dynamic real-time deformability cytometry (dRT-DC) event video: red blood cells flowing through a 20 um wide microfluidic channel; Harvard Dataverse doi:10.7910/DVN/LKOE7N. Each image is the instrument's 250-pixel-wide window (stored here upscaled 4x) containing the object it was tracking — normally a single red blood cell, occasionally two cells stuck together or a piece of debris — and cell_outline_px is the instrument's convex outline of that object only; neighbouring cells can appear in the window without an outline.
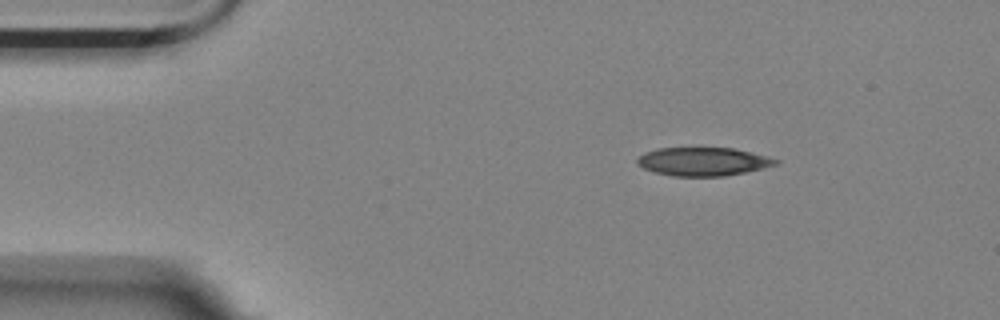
{"species": "Egyptian fruit bat (a non-hibernating species)", "species_latin": "Rousettus aegyptiacus", "temperature_condition": "room temperature", "stored_images_in_passage": 49, "camera_frame_rate_fps": 3000, "um_per_image_px": 0.085, "animal": {"sex": "female"}, "frame": {"image": 1, "passage_image": 1, "time_ms": 0.0, "image_size_px": [1000, 320], "cell_outline_px": [[780, 164], [744, 172], [724, 176], [672, 176], [656, 172], [644, 168], [636, 164], [636, 160], [644, 152], [656, 148], [736, 148], [780, 160]], "centroid_in_image_um": [59.76, 13.73], "position_along_channel_um": 25.2, "area_um2": 22.89}}
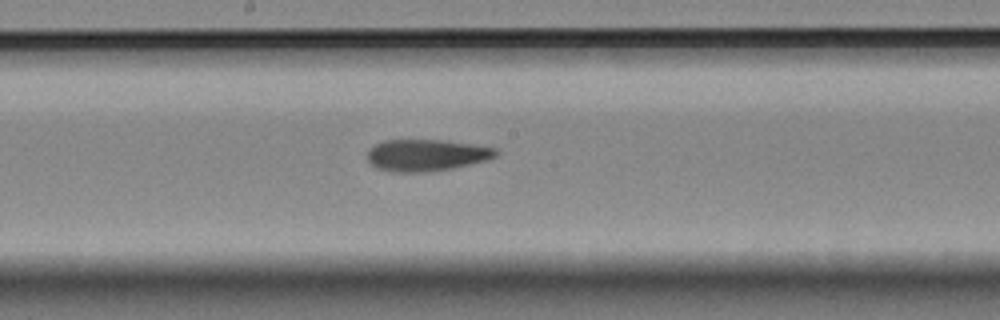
{"frame": {"image": 2, "passage_image": 22, "time_ms": 7.0, "image_size_px": [1000, 320], "cell_outline_px": [[500, 152], [496, 156], [488, 160], [452, 168], [428, 172], [388, 172], [376, 168], [368, 160], [368, 152], [376, 144], [384, 140], [440, 140], [496, 148]], "centroid_in_image_um": [36.24, 13.2], "position_along_channel_um": 212.0, "area_um2": 23.64}}
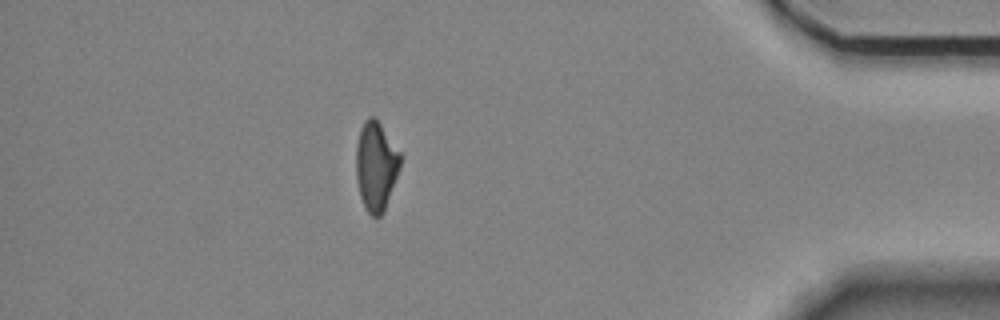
{"frame": {"image": 3, "passage_image": 42, "time_ms": 13.667, "image_size_px": [1000, 320], "cell_outline_px": [[400, 168], [384, 212], [380, 216], [372, 216], [368, 212], [360, 196], [356, 176], [356, 144], [360, 128], [364, 120], [368, 116], [376, 116], [400, 152]], "centroid_in_image_um": [31.95, 14.06], "position_along_channel_um": 403.2, "area_um2": 23.12}, "authors_computed_cell_mechanics": {"area_um2": 23.9292, "velocity_mm_per_s": 3.5181, "shape_relaxation_time_tau1_ms": null, "shape_relaxation_time_tau2_ms": 5.3027, "deformation_change_tau1": null, "deformation_change_tau2": 0.1433}}